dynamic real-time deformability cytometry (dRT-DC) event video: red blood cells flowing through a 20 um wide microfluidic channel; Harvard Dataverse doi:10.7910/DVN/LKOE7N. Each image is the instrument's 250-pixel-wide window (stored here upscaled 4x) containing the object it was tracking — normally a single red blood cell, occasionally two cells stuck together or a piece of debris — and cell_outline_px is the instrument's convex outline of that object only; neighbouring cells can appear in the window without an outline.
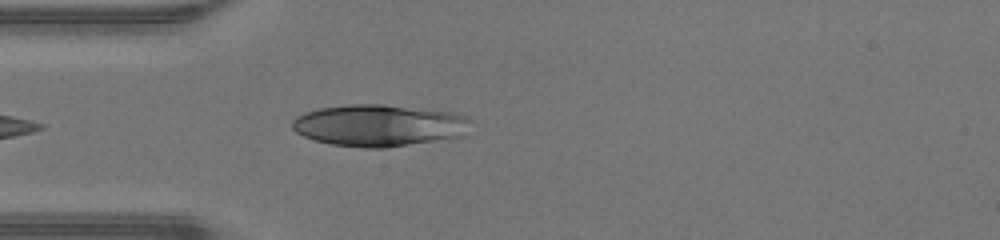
{"species": "human", "species_latin": "Homo sapiens", "temperature_condition": "warm", "stored_images_in_passage": 22, "camera_frame_rate_fps": 3000, "um_per_image_px": 0.085, "donor": {"sex": "male"}, "frame": {"image": 1, "passage_image": 2, "time_ms": 0.333, "image_size_px": [1000, 240], "cell_outline_px": [[472, 120], [460, 136], [388, 148], [364, 148], [332, 144], [316, 140], [304, 136], [296, 132], [292, 128], [292, 120], [296, 116], [304, 112], [320, 108], [348, 104], [384, 104], [448, 112], [468, 116]], "centroid_in_image_um": [32.16, 10.65], "position_along_channel_um": 52.8, "area_um2": 43.23}}
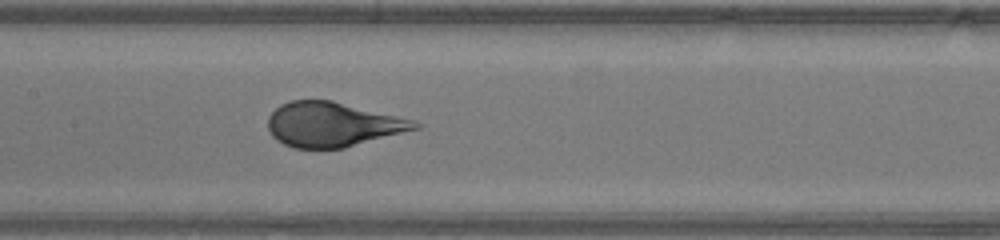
{"frame": {"image": 2, "passage_image": 11, "time_ms": 3.333, "image_size_px": [1000, 240], "cell_outline_px": [[424, 124], [420, 128], [344, 148], [292, 148], [276, 140], [272, 136], [268, 128], [268, 116], [280, 104], [292, 100], [332, 100], [412, 120]], "centroid_in_image_um": [28.25, 10.58], "position_along_channel_um": 179.2, "area_um2": 38.03}}
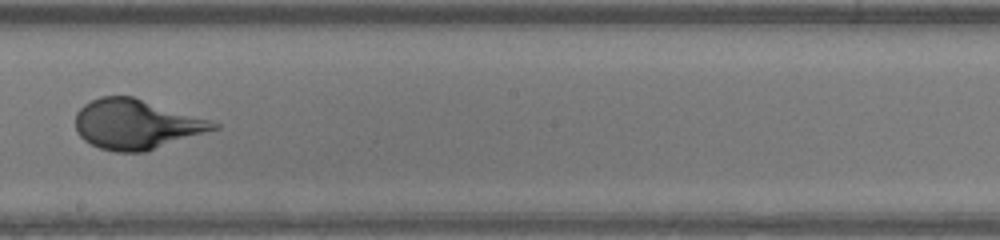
{"frame": {"image": 3, "passage_image": 15, "time_ms": 4.667, "image_size_px": [1000, 240], "cell_outline_px": [[220, 128], [144, 152], [116, 152], [100, 148], [84, 140], [76, 132], [76, 112], [84, 104], [100, 96], [132, 96], [208, 120], [220, 124]], "centroid_in_image_um": [11.54, 10.57], "position_along_channel_um": 236.7, "area_um2": 39.59}}